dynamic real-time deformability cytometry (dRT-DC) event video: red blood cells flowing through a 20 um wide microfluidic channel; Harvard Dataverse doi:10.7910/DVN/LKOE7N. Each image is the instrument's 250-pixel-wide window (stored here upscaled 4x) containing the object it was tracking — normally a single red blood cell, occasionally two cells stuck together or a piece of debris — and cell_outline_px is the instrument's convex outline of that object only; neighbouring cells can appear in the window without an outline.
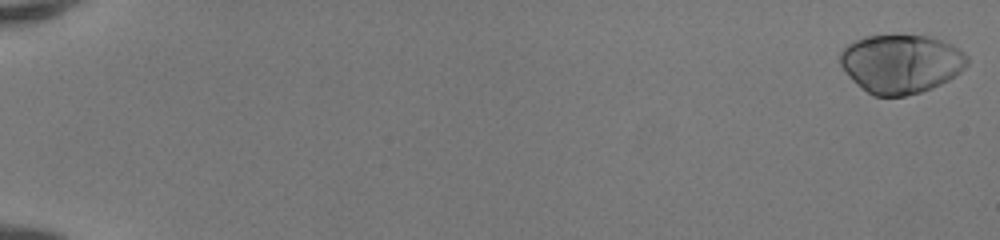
{"species": "human", "species_latin": "Homo sapiens", "temperature_condition": "room temperature", "stored_images_in_passage": 51, "camera_frame_rate_fps": 3000, "um_per_image_px": 0.085, "donor": {"sex": "female"}, "frame": {"image": 1, "passage_image": 1, "time_ms": 0.0, "image_size_px": [1000, 240], "cell_outline_px": [[968, 64], [960, 72], [948, 80], [932, 88], [920, 92], [904, 96], [872, 96], [852, 80], [848, 76], [840, 64], [840, 52], [848, 44], [864, 36], [928, 36], [952, 44], [964, 52], [968, 56]], "centroid_in_image_um": [76.58, 5.42], "position_along_channel_um": 8.4, "area_um2": 43.41}}
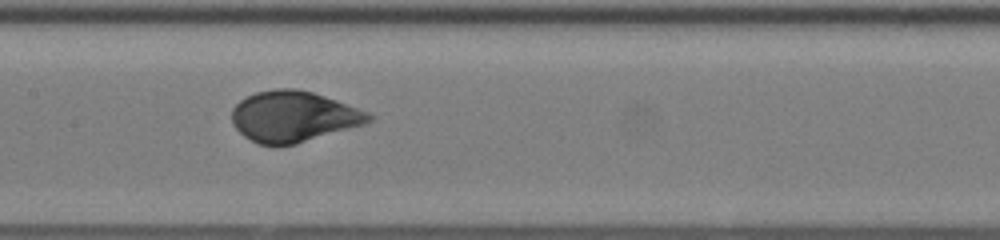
{"frame": {"image": 2, "passage_image": 28, "time_ms": 9.0, "image_size_px": [1000, 240], "cell_outline_px": [[372, 120], [364, 124], [296, 144], [260, 144], [244, 136], [232, 124], [232, 108], [240, 100], [256, 92], [276, 88], [296, 88], [312, 92], [336, 100], [368, 112], [372, 116]], "centroid_in_image_um": [24.93, 9.89], "position_along_channel_um": 182.5, "area_um2": 40.11}}
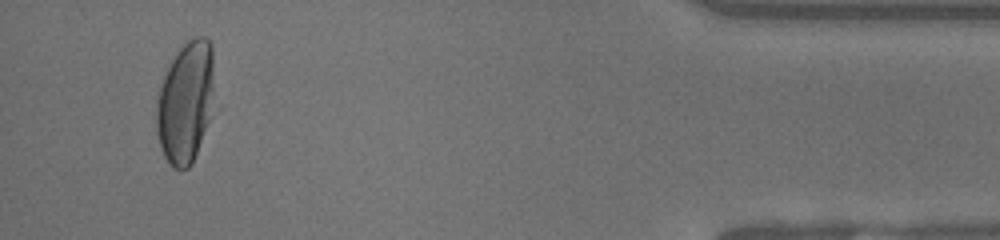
{"frame": {"image": 3, "passage_image": 49, "time_ms": 16.0, "image_size_px": [1000, 240], "cell_outline_px": [[212, 88], [208, 120], [192, 164], [188, 168], [180, 172], [172, 168], [164, 156], [160, 148], [156, 132], [156, 100], [164, 76], [172, 60], [180, 48], [188, 40], [196, 36], [204, 36], [212, 44]], "centroid_in_image_um": [15.72, 8.73], "position_along_channel_um": 419.5, "area_um2": 40.4}, "authors_computed_cell_mechanics": {"area_um2": 41.327, "velocity_mm_per_s": 4.1798, "shape_relaxation_time_tau1_ms": 3.4653, "shape_relaxation_time_tau2_ms": null, "deformation_change_tau1": 0.1991, "deformation_change_tau2": null}}